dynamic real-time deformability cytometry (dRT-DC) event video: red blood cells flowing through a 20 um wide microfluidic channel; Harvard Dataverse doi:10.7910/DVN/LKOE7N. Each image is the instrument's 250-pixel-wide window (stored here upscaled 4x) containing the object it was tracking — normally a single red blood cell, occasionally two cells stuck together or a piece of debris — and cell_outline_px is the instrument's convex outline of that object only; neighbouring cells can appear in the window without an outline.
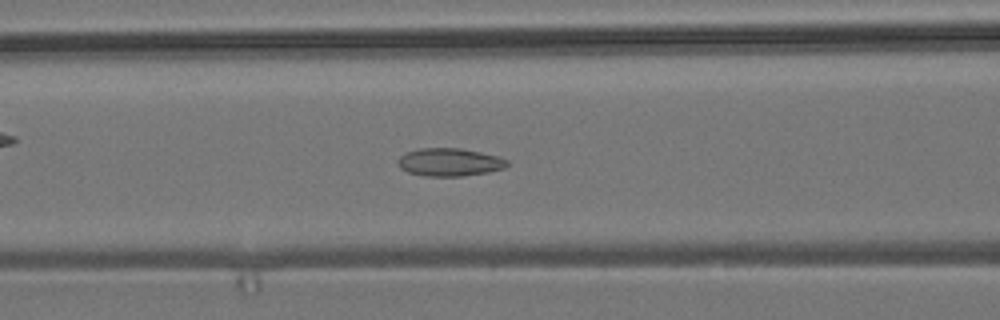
{"species": "common noctule bat (a hibernating species)", "species_latin": "Nyctalus noctula", "temperature_condition": "room temperature", "stored_images_in_passage": 55, "camera_frame_rate_fps": 3000, "um_per_image_px": 0.085, "animal": {"sex": "male", "body_mass_g": 19.2, "forearm_length_mm": 51.8}, "frame": {"image": 1, "passage_image": 22, "time_ms": 7.0, "image_size_px": [1000, 320], "cell_outline_px": [[508, 164], [504, 168], [488, 172], [464, 176], [428, 176], [408, 172], [400, 168], [396, 160], [404, 152], [420, 148], [460, 148], [500, 156], [508, 160]], "centroid_in_image_um": [38.2, 13.77], "position_along_channel_um": 128.4, "area_um2": 17.92}}
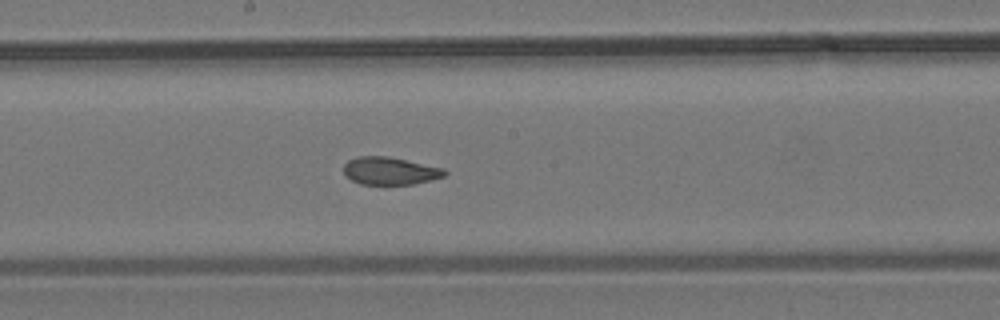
{"frame": {"image": 2, "passage_image": 29, "time_ms": 9.333, "image_size_px": [1000, 320], "cell_outline_px": [[448, 172], [444, 176], [412, 184], [384, 188], [360, 184], [352, 180], [344, 172], [344, 164], [348, 160], [356, 156], [388, 156], [444, 168]], "centroid_in_image_um": [33.12, 14.57], "position_along_channel_um": 215.1, "area_um2": 16.88}}
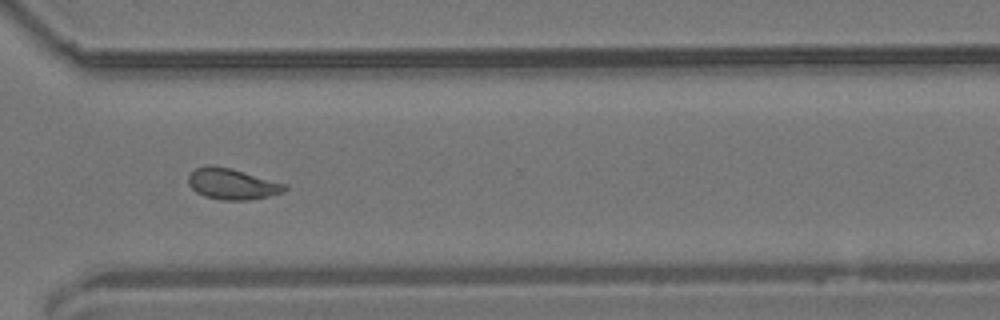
{"frame": {"image": 3, "passage_image": 40, "time_ms": 13.0, "image_size_px": [1000, 320], "cell_outline_px": [[288, 188], [284, 192], [268, 196], [248, 200], [220, 200], [204, 196], [196, 192], [188, 184], [188, 176], [196, 168], [212, 164], [232, 168], [288, 184]], "centroid_in_image_um": [19.75, 15.63], "position_along_channel_um": 350.8, "area_um2": 17.63}, "authors_computed_cell_mechanics": {"area_um2": 17.5712, "velocity_mm_per_s": 3.709, "shape_relaxation_time_tau1_ms": null, "shape_relaxation_time_tau2_ms": 1.8617, "deformation_change_tau1": null, "deformation_change_tau2": 0.0807}}